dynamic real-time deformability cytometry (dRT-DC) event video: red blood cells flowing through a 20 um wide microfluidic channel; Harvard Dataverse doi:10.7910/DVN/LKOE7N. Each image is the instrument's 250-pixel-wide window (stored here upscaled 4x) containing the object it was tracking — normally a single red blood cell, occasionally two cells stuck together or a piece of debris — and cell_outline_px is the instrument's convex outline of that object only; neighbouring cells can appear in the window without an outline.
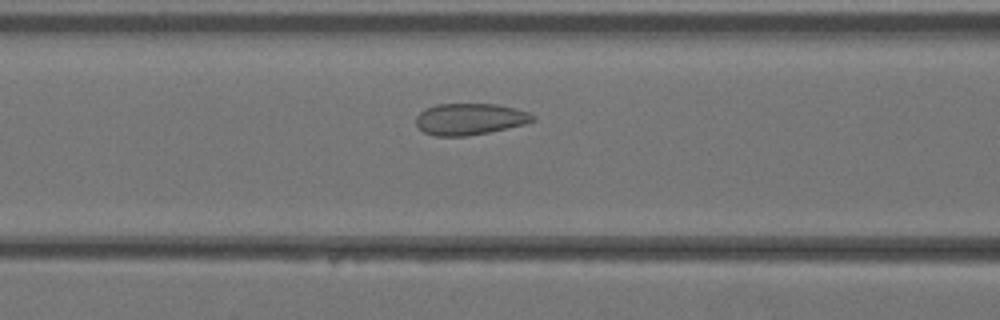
{"species": "Egyptian fruit bat (a non-hibernating species)", "species_latin": "Rousettus aegyptiacus", "temperature_condition": "warm", "stored_images_in_passage": 36, "camera_frame_rate_fps": 3000, "um_per_image_px": 0.085, "animal": {"sex": "female"}, "frame": {"image": 1, "passage_image": 13, "time_ms": 4.0, "image_size_px": [1000, 320], "cell_outline_px": [[536, 120], [524, 124], [488, 132], [468, 136], [436, 136], [424, 132], [416, 124], [416, 116], [420, 112], [436, 104], [500, 104], [516, 108], [528, 112], [536, 116]], "centroid_in_image_um": [39.96, 10.11], "position_along_channel_um": 126.6, "area_um2": 21.44}}
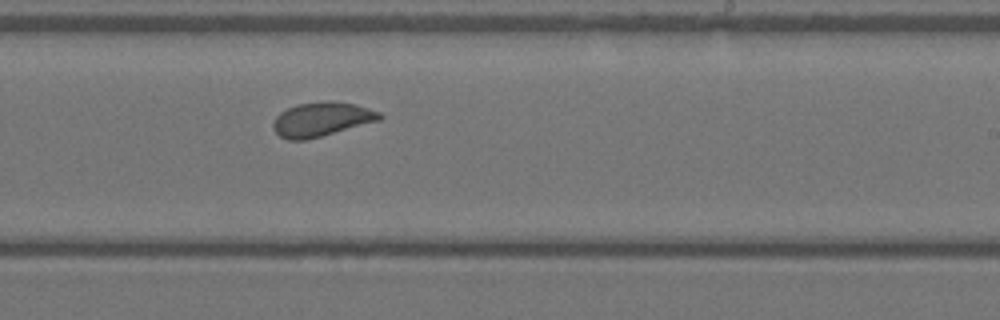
{"frame": {"image": 2, "passage_image": 21, "time_ms": 6.667, "image_size_px": [1000, 320], "cell_outline_px": [[384, 116], [380, 120], [308, 140], [288, 140], [280, 136], [272, 128], [272, 124], [276, 116], [280, 112], [296, 104], [356, 104], [380, 112]], "centroid_in_image_um": [27.31, 10.2], "position_along_channel_um": 261.7, "area_um2": 20.52}}
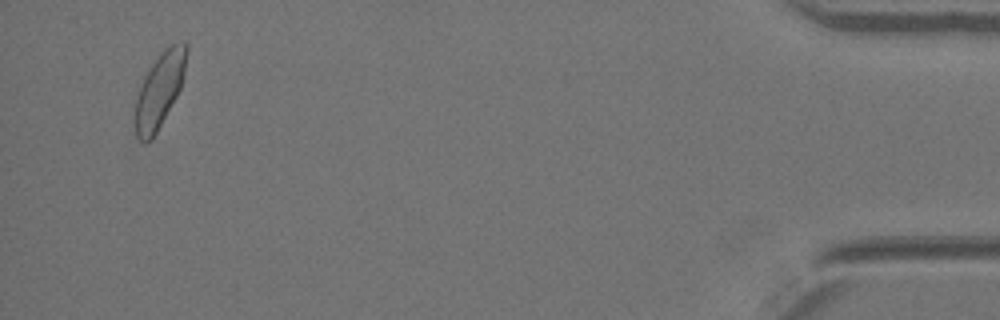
{"frame": {"image": 3, "passage_image": 35, "time_ms": 11.333, "image_size_px": [1000, 320], "cell_outline_px": [[188, 52], [184, 72], [180, 88], [176, 96], [156, 132], [144, 144], [136, 136], [132, 120], [132, 116], [136, 100], [144, 76], [160, 52], [168, 44], [180, 40], [184, 40], [188, 44]], "centroid_in_image_um": [13.54, 7.61], "position_along_channel_um": 421.7, "area_um2": 22.6}}